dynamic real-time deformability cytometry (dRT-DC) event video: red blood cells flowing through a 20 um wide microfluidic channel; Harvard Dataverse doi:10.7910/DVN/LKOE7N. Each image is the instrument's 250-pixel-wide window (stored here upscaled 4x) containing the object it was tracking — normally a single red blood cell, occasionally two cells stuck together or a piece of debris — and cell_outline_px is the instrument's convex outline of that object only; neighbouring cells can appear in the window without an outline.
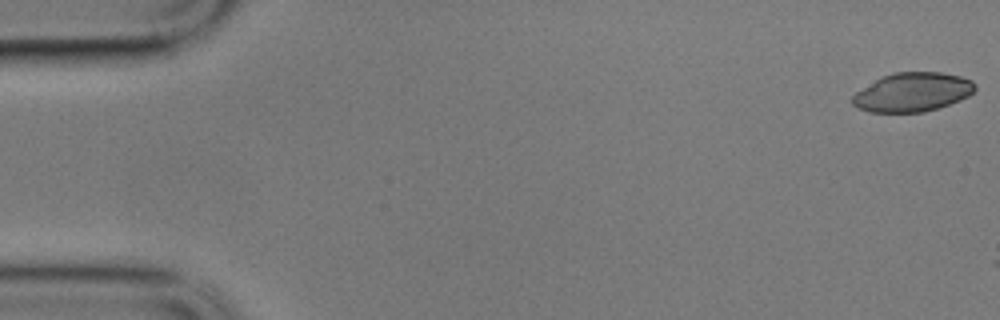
{"species": "common noctule bat (a hibernating species)", "species_latin": "Nyctalus noctula", "temperature_condition": "cold", "stored_images_in_passage": 3, "camera_frame_rate_fps": 3000, "um_per_image_px": 0.085, "animal": {"sex": "male", "body_mass_g": 17.9}, "frame": {"image": 1, "passage_image": 1, "time_ms": 0.0, "image_size_px": [1000, 320], "cell_outline_px": [[976, 88], [968, 96], [960, 100], [924, 112], [868, 112], [852, 104], [852, 96], [856, 92], [876, 80], [884, 76], [896, 72], [940, 72], [960, 76], [972, 80], [976, 84]], "centroid_in_image_um": [77.58, 7.83], "position_along_channel_um": 7.4, "area_um2": 27.57}}